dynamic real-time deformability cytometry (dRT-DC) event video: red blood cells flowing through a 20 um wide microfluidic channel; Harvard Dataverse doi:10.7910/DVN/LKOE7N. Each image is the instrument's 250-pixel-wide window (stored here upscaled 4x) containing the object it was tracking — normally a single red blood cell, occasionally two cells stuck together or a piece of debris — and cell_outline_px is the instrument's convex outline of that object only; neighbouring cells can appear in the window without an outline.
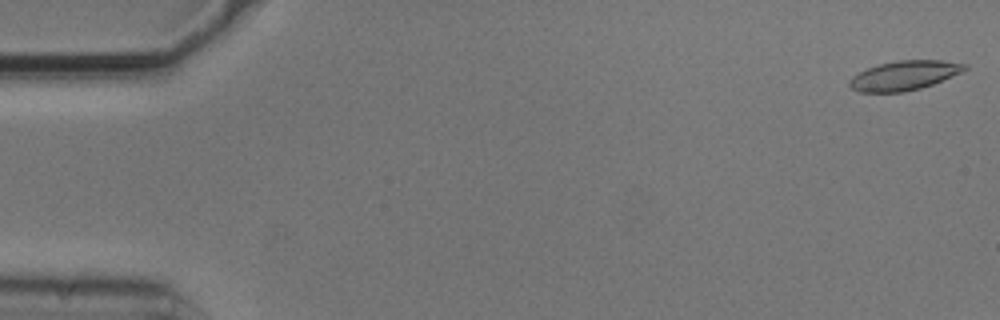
{"species": "common noctule bat (a hibernating species)", "species_latin": "Nyctalus noctula", "temperature_condition": "cold", "stored_images_in_passage": 5, "camera_frame_rate_fps": 3000, "um_per_image_px": 0.085, "animal": {"sex": "male", "body_mass_g": 20.5, "forearm_length_mm": 52.5}, "frame": {"image": 1, "passage_image": 1, "time_ms": 0.0, "image_size_px": [1000, 320], "cell_outline_px": [[968, 68], [960, 72], [932, 84], [920, 88], [904, 92], [860, 92], [852, 88], [848, 84], [848, 80], [852, 76], [868, 68], [880, 64], [896, 60], [940, 60], [968, 64]], "centroid_in_image_um": [76.84, 6.41], "position_along_channel_um": 8.2, "area_um2": 19.54}}